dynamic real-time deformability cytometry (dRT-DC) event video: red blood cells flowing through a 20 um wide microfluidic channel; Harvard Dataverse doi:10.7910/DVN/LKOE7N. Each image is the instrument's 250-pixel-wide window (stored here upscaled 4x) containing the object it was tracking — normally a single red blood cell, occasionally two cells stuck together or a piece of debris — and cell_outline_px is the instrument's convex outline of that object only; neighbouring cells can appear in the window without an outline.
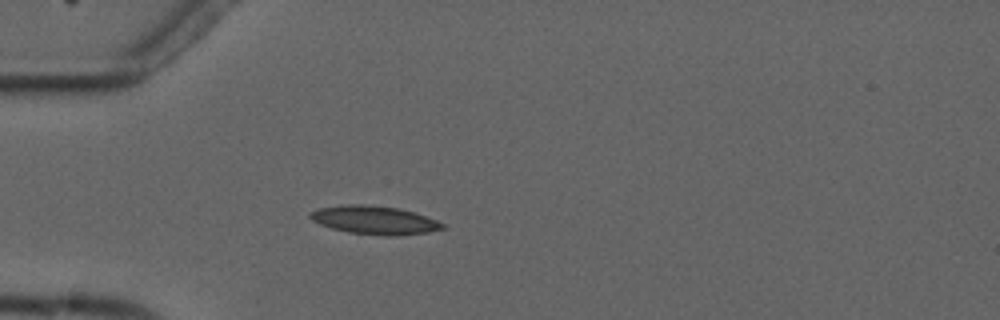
{"species": "common noctule bat (a hibernating species)", "species_latin": "Nyctalus noctula", "temperature_condition": "cold", "stored_images_in_passage": 1, "camera_frame_rate_fps": 3000, "um_per_image_px": 0.085, "animal": {"sex": "male", "forearm_length_mm": 52.5}, "frame": {"image": 1, "passage_image": 1, "time_ms": 0.0, "image_size_px": [1000, 320], "cell_outline_px": [[448, 228], [428, 232], [396, 236], [380, 236], [348, 232], [332, 228], [320, 224], [312, 220], [308, 216], [308, 212], [320, 208], [344, 204], [364, 204], [396, 208], [416, 212], [436, 220], [444, 224]], "centroid_in_image_um": [31.84, 18.71], "position_along_channel_um": 53.2, "area_um2": 22.08}}